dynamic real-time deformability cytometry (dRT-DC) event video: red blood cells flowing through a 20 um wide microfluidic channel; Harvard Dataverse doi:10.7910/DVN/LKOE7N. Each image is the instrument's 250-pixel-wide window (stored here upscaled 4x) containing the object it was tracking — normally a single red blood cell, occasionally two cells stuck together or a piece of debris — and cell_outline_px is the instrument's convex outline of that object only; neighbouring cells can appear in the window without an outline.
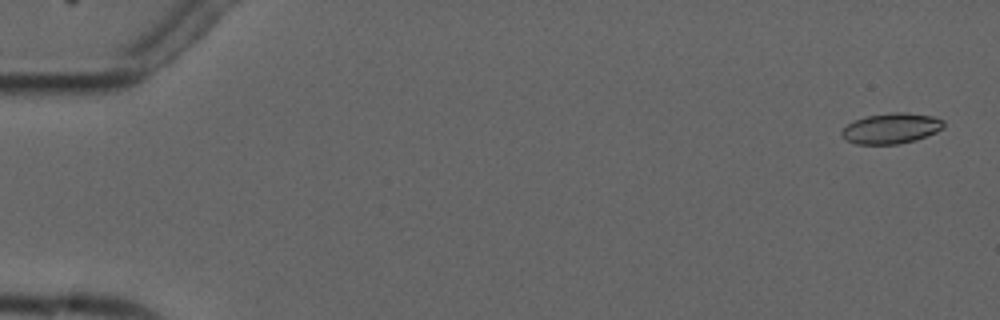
{"species": "common noctule bat (a hibernating species)", "species_latin": "Nyctalus noctula", "temperature_condition": "cold", "stored_images_in_passage": 5, "camera_frame_rate_fps": 3000, "um_per_image_px": 0.085, "animal": {"sex": "male", "forearm_length_mm": 52.5}, "frame": {"image": 1, "passage_image": 1, "time_ms": 0.0, "image_size_px": [1000, 320], "cell_outline_px": [[944, 128], [936, 132], [916, 140], [900, 144], [856, 144], [844, 140], [840, 132], [848, 124], [856, 120], [868, 116], [892, 112], [908, 112], [932, 116], [944, 120]], "centroid_in_image_um": [75.77, 10.92], "position_along_channel_um": 9.2, "area_um2": 18.21}}
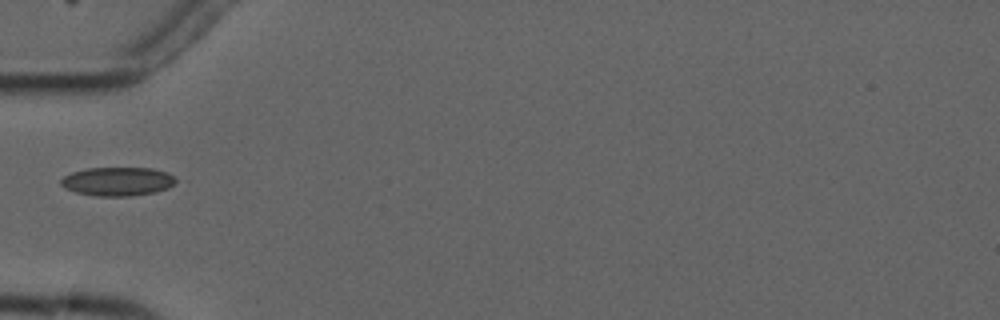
{"frame": {"image": 2, "passage_image": 5, "time_ms": 5.667, "image_size_px": [1000, 320], "cell_outline_px": [[180, 180], [168, 188], [156, 192], [132, 196], [96, 196], [76, 192], [64, 188], [60, 184], [60, 180], [64, 176], [72, 172], [88, 168], [152, 168], [168, 172]], "centroid_in_image_um": [10.03, 15.42], "position_along_channel_um": 75.0, "area_um2": 19.48}}